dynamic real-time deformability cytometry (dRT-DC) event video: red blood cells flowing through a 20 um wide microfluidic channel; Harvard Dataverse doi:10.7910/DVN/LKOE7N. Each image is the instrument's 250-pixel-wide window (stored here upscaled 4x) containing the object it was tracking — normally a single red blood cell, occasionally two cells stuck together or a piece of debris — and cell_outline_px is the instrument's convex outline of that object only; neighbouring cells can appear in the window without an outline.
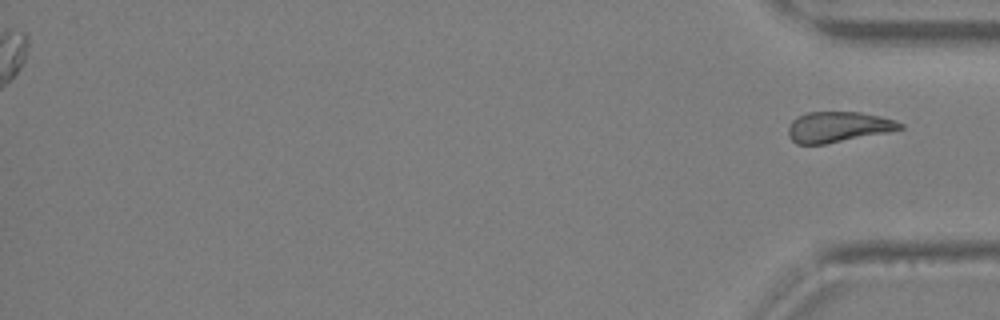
{"species": "Egyptian fruit bat (a non-hibernating species)", "species_latin": "Rousettus aegyptiacus", "temperature_condition": "warm", "stored_images_in_passage": 29, "segment_of_instrument_passage": [2, 2], "camera_frame_rate_fps": 3000, "um_per_image_px": 0.085, "animal": {"sex": "female"}, "frame": {"image": 1, "passage_image": 29, "time_ms": 9.333, "image_size_px": [1000, 320], "cell_outline_px": [[904, 128], [824, 144], [796, 144], [788, 136], [788, 128], [792, 120], [796, 116], [808, 112], [860, 112], [880, 116], [896, 120], [904, 124]], "centroid_in_image_um": [71.2, 10.77], "position_along_channel_um": 364.0, "area_um2": 19.71}}